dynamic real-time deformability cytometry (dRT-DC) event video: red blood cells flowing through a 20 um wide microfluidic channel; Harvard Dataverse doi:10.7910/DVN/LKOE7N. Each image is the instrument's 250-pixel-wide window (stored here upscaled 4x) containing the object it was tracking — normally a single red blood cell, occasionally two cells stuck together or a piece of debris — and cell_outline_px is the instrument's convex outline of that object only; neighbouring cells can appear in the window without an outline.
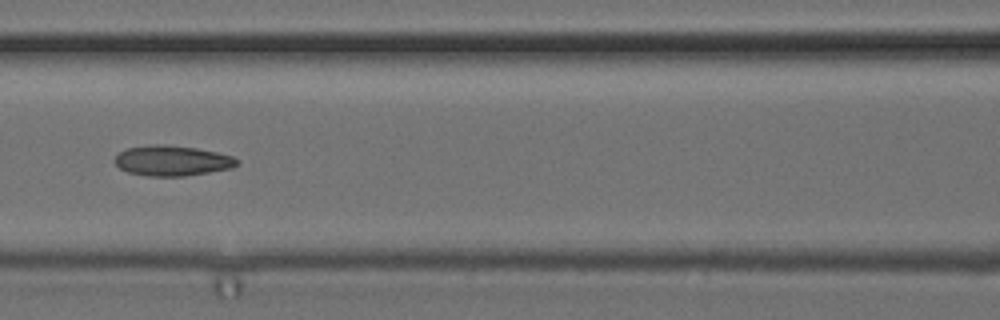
{"species": "common noctule bat (a hibernating species)", "species_latin": "Nyctalus noctula", "temperature_condition": "cold", "stored_images_in_passage": 12, "camera_frame_rate_fps": 3000, "um_per_image_px": 0.085, "animal": {"sex": "female", "body_mass_g": 24.6, "forearm_length_mm": 56.2}, "frame": {"image": 1, "passage_image": 9, "time_ms": 2.667, "image_size_px": [1000, 320], "cell_outline_px": [[240, 164], [232, 168], [184, 176], [148, 176], [128, 172], [120, 168], [112, 160], [120, 152], [128, 148], [156, 144], [164, 144], [196, 148], [216, 152], [232, 156], [240, 160]], "centroid_in_image_um": [14.65, 13.66], "position_along_channel_um": 151.9, "area_um2": 21.56}}